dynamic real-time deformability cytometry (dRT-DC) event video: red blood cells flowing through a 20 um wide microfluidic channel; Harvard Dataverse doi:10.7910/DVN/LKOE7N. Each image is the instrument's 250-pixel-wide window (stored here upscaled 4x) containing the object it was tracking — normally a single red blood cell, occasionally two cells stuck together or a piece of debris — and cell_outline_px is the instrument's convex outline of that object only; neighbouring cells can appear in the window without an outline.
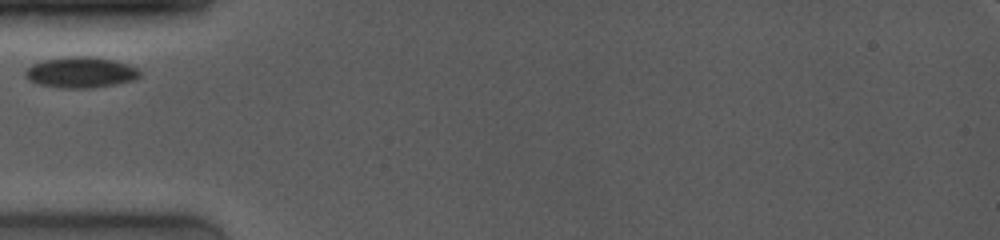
{"species": "common noctule bat (a hibernating species)", "species_latin": "Nyctalus noctula", "temperature_condition": "room temperature", "stored_images_in_passage": 1, "camera_frame_rate_fps": 4000, "um_per_image_px": 0.085, "animal": {"sex": "female", "body_mass_g": 19.0, "forearm_length_mm": 53.3}, "frame": {"image": 1, "passage_image": 1, "time_ms": 0.0, "image_size_px": [1000, 240], "cell_outline_px": [[140, 76], [132, 80], [116, 84], [92, 88], [60, 88], [40, 84], [28, 80], [24, 76], [24, 72], [32, 64], [44, 60], [68, 56], [92, 56], [116, 60], [136, 68], [140, 72]], "centroid_in_image_um": [6.84, 6.15], "position_along_channel_um": 78.2, "area_um2": 20.63}}